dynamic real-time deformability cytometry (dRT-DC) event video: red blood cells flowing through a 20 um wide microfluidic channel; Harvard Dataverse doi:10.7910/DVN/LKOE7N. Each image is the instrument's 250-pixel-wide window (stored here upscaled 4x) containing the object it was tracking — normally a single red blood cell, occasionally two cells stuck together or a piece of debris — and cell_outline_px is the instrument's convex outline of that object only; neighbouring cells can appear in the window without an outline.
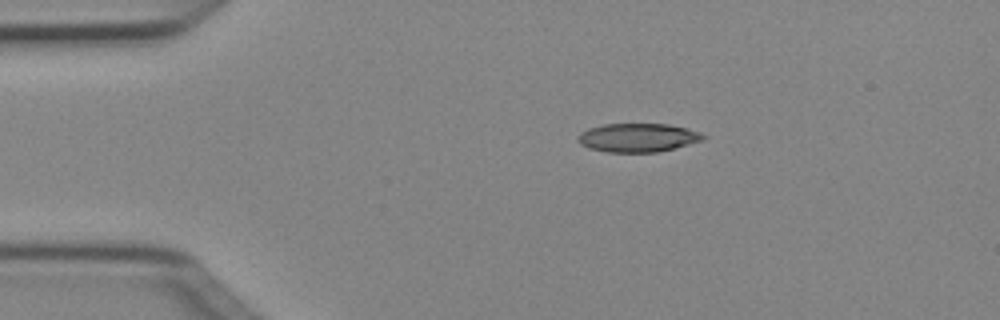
{"species": "Egyptian fruit bat (a non-hibernating species)", "species_latin": "Rousettus aegyptiacus", "temperature_condition": "cold", "stored_images_in_passage": 3, "camera_frame_rate_fps": 3000, "um_per_image_px": 0.085, "animal": {"sex": "female"}, "frame": {"image": 1, "passage_image": 1, "time_ms": 0.0, "image_size_px": [1000, 320], "cell_outline_px": [[708, 136], [704, 140], [656, 152], [608, 152], [588, 148], [580, 144], [576, 140], [580, 132], [588, 128], [604, 124], [668, 124], [700, 132]], "centroid_in_image_um": [54.18, 11.69], "position_along_channel_um": 30.8, "area_um2": 20.87}}
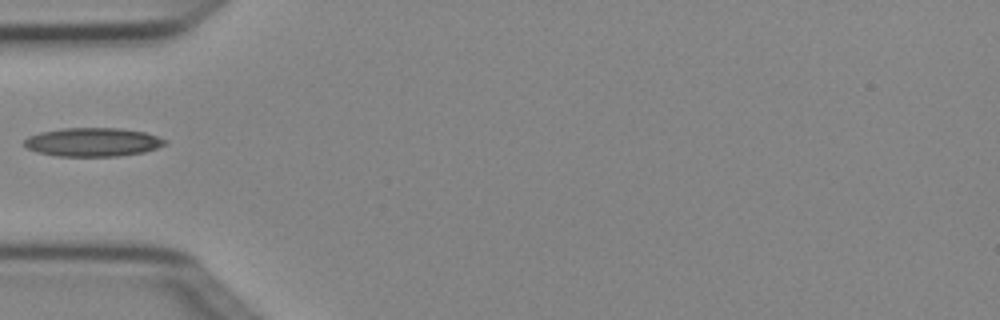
{"frame": {"image": 2, "passage_image": 3, "time_ms": 0.667, "image_size_px": [1000, 320], "cell_outline_px": [[168, 144], [144, 152], [120, 156], [56, 156], [36, 152], [28, 148], [24, 144], [24, 140], [28, 136], [40, 132], [64, 128], [120, 128], [144, 132], [168, 140]], "centroid_in_image_um": [7.9, 12.08], "position_along_channel_um": 77.1, "area_um2": 23.58}}